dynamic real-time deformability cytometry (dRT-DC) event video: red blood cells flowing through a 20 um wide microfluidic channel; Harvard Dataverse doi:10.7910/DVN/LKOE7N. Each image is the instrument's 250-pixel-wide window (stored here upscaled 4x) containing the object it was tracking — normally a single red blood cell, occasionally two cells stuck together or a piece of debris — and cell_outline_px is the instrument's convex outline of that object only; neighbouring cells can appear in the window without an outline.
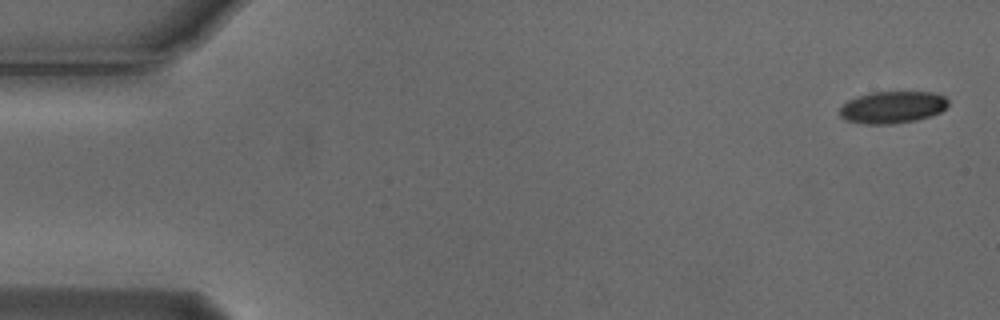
{"species": "Egyptian fruit bat (a non-hibernating species)", "species_latin": "Rousettus aegyptiacus", "temperature_condition": "cold", "stored_images_in_passage": 5, "camera_frame_rate_fps": 3000, "um_per_image_px": 0.085, "animal": {"sex": "male"}, "frame": {"image": 1, "passage_image": 1, "time_ms": 0.0, "image_size_px": [1000, 320], "cell_outline_px": [[948, 104], [940, 112], [916, 120], [892, 124], [864, 124], [844, 120], [840, 116], [840, 108], [848, 100], [872, 92], [932, 92], [944, 96], [948, 100]], "centroid_in_image_um": [75.84, 9.12], "position_along_channel_um": 9.2, "area_um2": 20.11}}
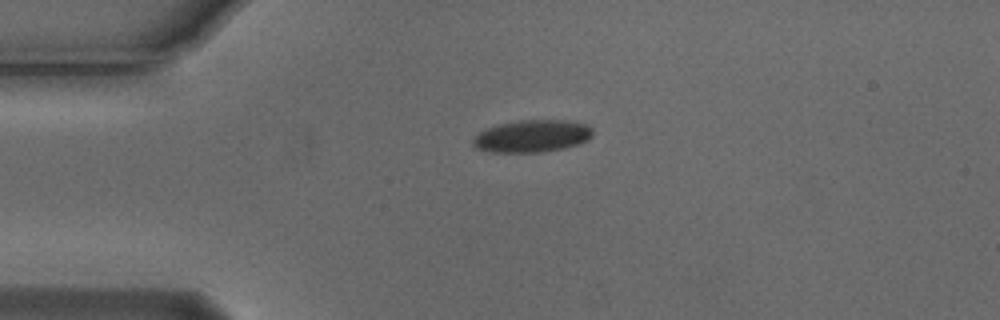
{"frame": {"image": 2, "passage_image": 4, "time_ms": 1.0, "image_size_px": [1000, 320], "cell_outline_px": [[592, 136], [588, 140], [580, 144], [564, 148], [540, 152], [492, 152], [476, 148], [472, 144], [472, 140], [480, 132], [488, 128], [500, 124], [520, 120], [568, 120], [588, 124], [592, 128]], "centroid_in_image_um": [45.27, 11.57], "position_along_channel_um": 39.7, "area_um2": 22.54}}